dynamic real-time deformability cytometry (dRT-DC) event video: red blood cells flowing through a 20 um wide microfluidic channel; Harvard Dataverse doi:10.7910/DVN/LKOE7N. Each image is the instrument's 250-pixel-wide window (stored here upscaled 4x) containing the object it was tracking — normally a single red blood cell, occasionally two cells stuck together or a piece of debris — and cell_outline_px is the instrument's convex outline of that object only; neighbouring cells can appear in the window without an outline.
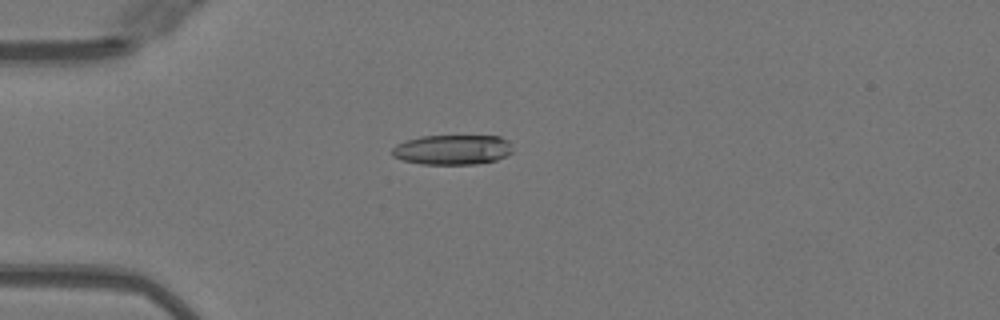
{"species": "Egyptian fruit bat (a non-hibernating species)", "species_latin": "Rousettus aegyptiacus", "temperature_condition": "warm", "stored_images_in_passage": 51, "camera_frame_rate_fps": 3000, "um_per_image_px": 0.085, "animal": {"sex": "female"}, "frame": {"image": 1, "passage_image": 14, "time_ms": 4.333, "image_size_px": [1000, 320], "cell_outline_px": [[512, 152], [496, 160], [476, 164], [420, 164], [404, 160], [392, 156], [392, 148], [396, 144], [404, 140], [420, 136], [500, 136], [508, 140]], "centroid_in_image_um": [38.42, 12.72], "position_along_channel_um": 46.6, "area_um2": 21.04}}
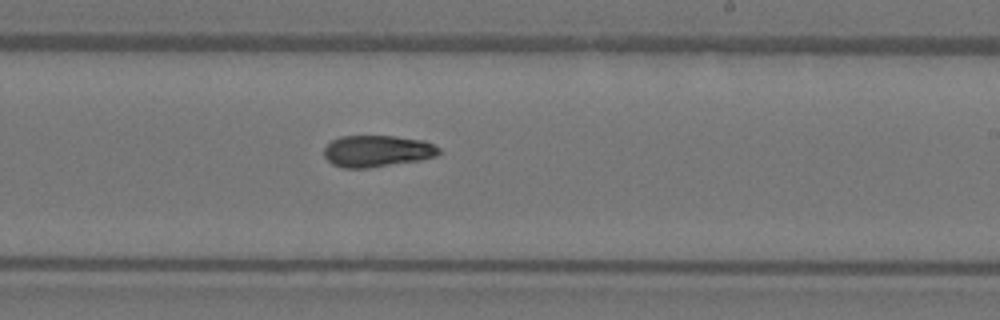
{"frame": {"image": 2, "passage_image": 31, "time_ms": 10.0, "image_size_px": [1000, 320], "cell_outline_px": [[440, 152], [436, 156], [420, 160], [368, 168], [344, 168], [332, 164], [324, 156], [324, 148], [332, 140], [340, 136], [396, 136], [424, 140], [440, 148]], "centroid_in_image_um": [32.05, 12.84], "position_along_channel_um": 256.9, "area_um2": 21.21}}
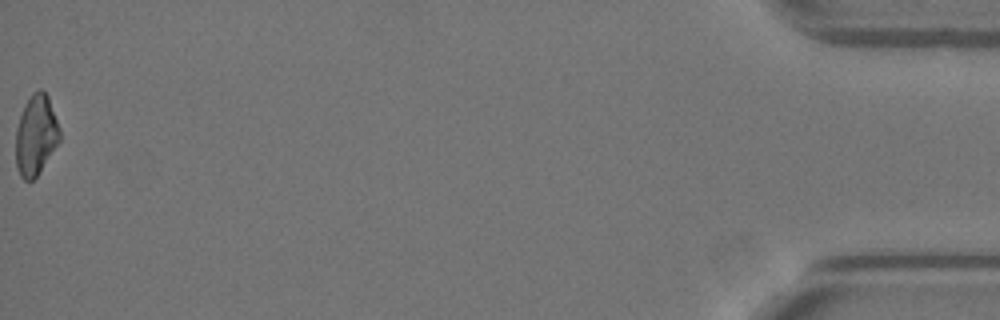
{"frame": {"image": 3, "passage_image": 51, "time_ms": 16.667, "image_size_px": [1000, 320], "cell_outline_px": [[60, 140], [36, 176], [32, 180], [24, 180], [20, 176], [16, 168], [16, 128], [24, 104], [32, 92], [40, 88], [48, 96], [60, 128]], "centroid_in_image_um": [3.04, 11.46], "position_along_channel_um": 432.2, "area_um2": 20.46}, "authors_computed_cell_mechanics": {"area_um2": 21.6172, "velocity_mm_per_s": 4.0718, "shape_relaxation_time_tau1_ms": 6.1259, "shape_relaxation_time_tau2_ms": 6.2482, "deformation_change_tau1": 0.2067, "deformation_change_tau2": 0.1422}}